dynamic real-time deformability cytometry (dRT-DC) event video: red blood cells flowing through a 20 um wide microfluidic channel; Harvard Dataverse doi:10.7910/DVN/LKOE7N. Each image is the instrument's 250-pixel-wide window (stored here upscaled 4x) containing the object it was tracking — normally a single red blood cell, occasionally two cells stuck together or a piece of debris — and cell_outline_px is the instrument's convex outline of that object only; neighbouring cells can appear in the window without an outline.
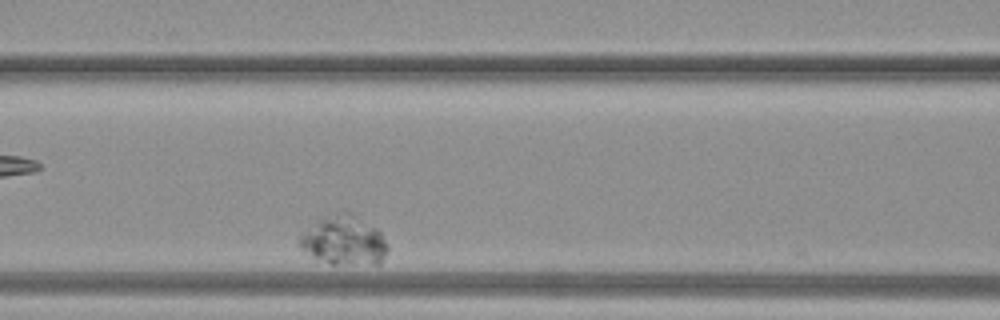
{"species": "common noctule bat (a hibernating species)", "species_latin": "Nyctalus noctula", "temperature_condition": "warm", "stored_images_in_passage": 25, "camera_frame_rate_fps": 3000, "um_per_image_px": 0.085, "animal": {"sex": "female", "body_mass_g": 19.3, "forearm_length_mm": 54.1}, "frame": {"image": 1, "passage_image": 10, "time_ms": 3.0, "image_size_px": [1000, 320], "cell_outline_px": [[388, 252], [380, 264], [332, 264], [312, 256], [300, 248], [300, 236], [320, 220], [336, 212], [352, 212], [376, 228], [380, 232], [388, 244]], "centroid_in_image_um": [29.31, 20.45], "position_along_channel_um": 137.3, "area_um2": 24.91}}
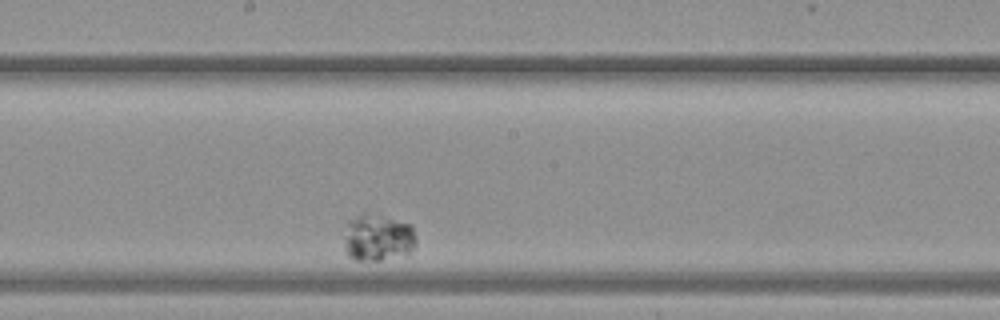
{"frame": {"image": 2, "passage_image": 16, "time_ms": 5.0, "image_size_px": [1000, 320], "cell_outline_px": [[416, 244], [408, 256], [380, 260], [356, 260], [348, 256], [344, 248], [344, 240], [348, 220], [364, 212], [368, 212], [412, 224], [416, 236]], "centroid_in_image_um": [32.15, 20.21], "position_along_channel_um": 216.1, "area_um2": 20.23}}
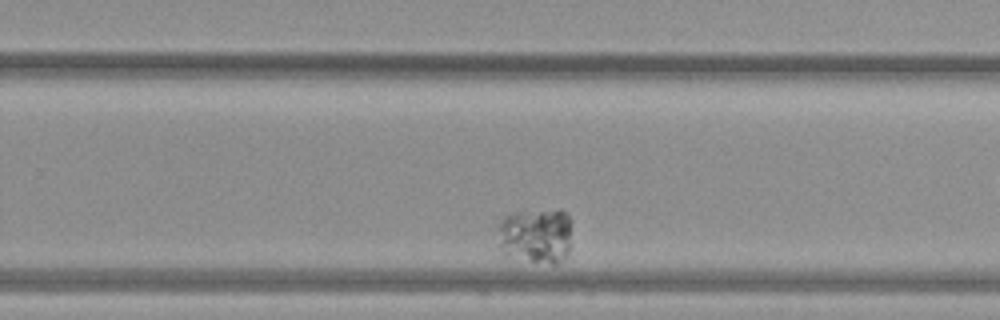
{"frame": {"image": 3, "passage_image": 21, "time_ms": 6.667, "image_size_px": [1000, 320], "cell_outline_px": [[572, 220], [568, 252], [556, 264], [552, 264], [532, 260], [504, 252], [500, 248], [500, 224], [504, 216], [512, 212], [560, 208]], "centroid_in_image_um": [45.61, 19.95], "position_along_channel_um": 284.2, "area_um2": 23.58}}